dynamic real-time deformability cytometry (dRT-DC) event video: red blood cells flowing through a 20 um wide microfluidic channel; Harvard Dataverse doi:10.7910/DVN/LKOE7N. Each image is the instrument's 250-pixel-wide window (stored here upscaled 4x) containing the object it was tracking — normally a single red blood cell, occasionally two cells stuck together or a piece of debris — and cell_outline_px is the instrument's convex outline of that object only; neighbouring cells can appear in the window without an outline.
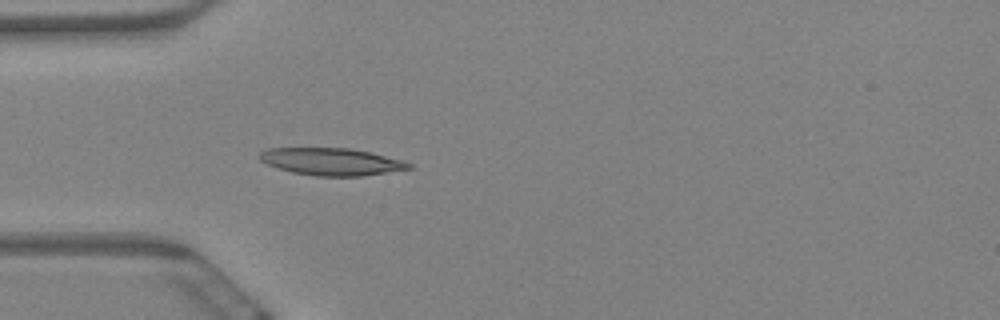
{"species": "Egyptian fruit bat (a non-hibernating species)", "species_latin": "Rousettus aegyptiacus", "temperature_condition": "warm", "stored_images_in_passage": 5, "camera_frame_rate_fps": 3000, "um_per_image_px": 0.085, "animal": {"sex": "female"}, "frame": {"image": 1, "passage_image": 5, "time_ms": 1.333, "image_size_px": [1000, 320], "cell_outline_px": [[412, 168], [360, 176], [316, 176], [292, 172], [268, 164], [260, 160], [256, 156], [260, 152], [268, 148], [348, 148], [368, 152], [400, 160], [412, 164]], "centroid_in_image_um": [28.11, 13.73], "position_along_channel_um": 56.9, "area_um2": 23.35}}